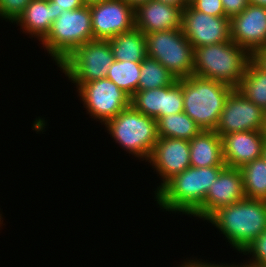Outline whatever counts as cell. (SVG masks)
<instances>
[{"label": "cell", "instance_id": "cell-28", "mask_svg": "<svg viewBox=\"0 0 266 267\" xmlns=\"http://www.w3.org/2000/svg\"><path fill=\"white\" fill-rule=\"evenodd\" d=\"M243 254L252 255V259L245 262L246 264L254 267H266V230L245 248Z\"/></svg>", "mask_w": 266, "mask_h": 267}, {"label": "cell", "instance_id": "cell-1", "mask_svg": "<svg viewBox=\"0 0 266 267\" xmlns=\"http://www.w3.org/2000/svg\"><path fill=\"white\" fill-rule=\"evenodd\" d=\"M226 166L193 167L168 180L154 199L161 209L191 216L204 202L210 185Z\"/></svg>", "mask_w": 266, "mask_h": 267}, {"label": "cell", "instance_id": "cell-20", "mask_svg": "<svg viewBox=\"0 0 266 267\" xmlns=\"http://www.w3.org/2000/svg\"><path fill=\"white\" fill-rule=\"evenodd\" d=\"M109 43L117 61L141 62L147 56L145 34L137 28L116 35Z\"/></svg>", "mask_w": 266, "mask_h": 267}, {"label": "cell", "instance_id": "cell-10", "mask_svg": "<svg viewBox=\"0 0 266 267\" xmlns=\"http://www.w3.org/2000/svg\"><path fill=\"white\" fill-rule=\"evenodd\" d=\"M181 29L193 48L231 40L229 17L211 16L191 5L183 9Z\"/></svg>", "mask_w": 266, "mask_h": 267}, {"label": "cell", "instance_id": "cell-12", "mask_svg": "<svg viewBox=\"0 0 266 267\" xmlns=\"http://www.w3.org/2000/svg\"><path fill=\"white\" fill-rule=\"evenodd\" d=\"M89 7L95 40H110L135 28V8L123 0H104Z\"/></svg>", "mask_w": 266, "mask_h": 267}, {"label": "cell", "instance_id": "cell-29", "mask_svg": "<svg viewBox=\"0 0 266 267\" xmlns=\"http://www.w3.org/2000/svg\"><path fill=\"white\" fill-rule=\"evenodd\" d=\"M31 0H0V18L15 23Z\"/></svg>", "mask_w": 266, "mask_h": 267}, {"label": "cell", "instance_id": "cell-3", "mask_svg": "<svg viewBox=\"0 0 266 267\" xmlns=\"http://www.w3.org/2000/svg\"><path fill=\"white\" fill-rule=\"evenodd\" d=\"M252 55L232 40L194 48L193 75L236 89Z\"/></svg>", "mask_w": 266, "mask_h": 267}, {"label": "cell", "instance_id": "cell-36", "mask_svg": "<svg viewBox=\"0 0 266 267\" xmlns=\"http://www.w3.org/2000/svg\"><path fill=\"white\" fill-rule=\"evenodd\" d=\"M128 3L130 6L136 8L138 5L143 4L149 0H123Z\"/></svg>", "mask_w": 266, "mask_h": 267}, {"label": "cell", "instance_id": "cell-27", "mask_svg": "<svg viewBox=\"0 0 266 267\" xmlns=\"http://www.w3.org/2000/svg\"><path fill=\"white\" fill-rule=\"evenodd\" d=\"M183 112V78L167 86L165 111L162 116Z\"/></svg>", "mask_w": 266, "mask_h": 267}, {"label": "cell", "instance_id": "cell-22", "mask_svg": "<svg viewBox=\"0 0 266 267\" xmlns=\"http://www.w3.org/2000/svg\"><path fill=\"white\" fill-rule=\"evenodd\" d=\"M158 137L192 140L201 128L184 112L162 116L157 121Z\"/></svg>", "mask_w": 266, "mask_h": 267}, {"label": "cell", "instance_id": "cell-37", "mask_svg": "<svg viewBox=\"0 0 266 267\" xmlns=\"http://www.w3.org/2000/svg\"><path fill=\"white\" fill-rule=\"evenodd\" d=\"M248 3L266 8V0H248Z\"/></svg>", "mask_w": 266, "mask_h": 267}, {"label": "cell", "instance_id": "cell-41", "mask_svg": "<svg viewBox=\"0 0 266 267\" xmlns=\"http://www.w3.org/2000/svg\"><path fill=\"white\" fill-rule=\"evenodd\" d=\"M262 157L266 160V142L263 146V153H262Z\"/></svg>", "mask_w": 266, "mask_h": 267}, {"label": "cell", "instance_id": "cell-9", "mask_svg": "<svg viewBox=\"0 0 266 267\" xmlns=\"http://www.w3.org/2000/svg\"><path fill=\"white\" fill-rule=\"evenodd\" d=\"M87 113L104 124L130 106V96L108 78L75 84Z\"/></svg>", "mask_w": 266, "mask_h": 267}, {"label": "cell", "instance_id": "cell-23", "mask_svg": "<svg viewBox=\"0 0 266 267\" xmlns=\"http://www.w3.org/2000/svg\"><path fill=\"white\" fill-rule=\"evenodd\" d=\"M240 169L246 198L266 201V160L256 158Z\"/></svg>", "mask_w": 266, "mask_h": 267}, {"label": "cell", "instance_id": "cell-18", "mask_svg": "<svg viewBox=\"0 0 266 267\" xmlns=\"http://www.w3.org/2000/svg\"><path fill=\"white\" fill-rule=\"evenodd\" d=\"M58 18V10L50 0H31L16 24L23 32L36 37L41 42L51 29L52 23Z\"/></svg>", "mask_w": 266, "mask_h": 267}, {"label": "cell", "instance_id": "cell-35", "mask_svg": "<svg viewBox=\"0 0 266 267\" xmlns=\"http://www.w3.org/2000/svg\"><path fill=\"white\" fill-rule=\"evenodd\" d=\"M157 1H161L165 4H170L176 7H181L182 9H184L187 6L185 0H157Z\"/></svg>", "mask_w": 266, "mask_h": 267}, {"label": "cell", "instance_id": "cell-6", "mask_svg": "<svg viewBox=\"0 0 266 267\" xmlns=\"http://www.w3.org/2000/svg\"><path fill=\"white\" fill-rule=\"evenodd\" d=\"M92 40L95 39L90 7L84 5L77 10L63 11L41 44L58 66L76 48Z\"/></svg>", "mask_w": 266, "mask_h": 267}, {"label": "cell", "instance_id": "cell-8", "mask_svg": "<svg viewBox=\"0 0 266 267\" xmlns=\"http://www.w3.org/2000/svg\"><path fill=\"white\" fill-rule=\"evenodd\" d=\"M109 40H92L76 48L58 67L74 84L106 78L114 62Z\"/></svg>", "mask_w": 266, "mask_h": 267}, {"label": "cell", "instance_id": "cell-33", "mask_svg": "<svg viewBox=\"0 0 266 267\" xmlns=\"http://www.w3.org/2000/svg\"><path fill=\"white\" fill-rule=\"evenodd\" d=\"M223 263H221V264H215V263H208V262H202L201 260L199 261V260H197V259H195V260H188L187 259V262L185 261L183 264L181 263V266H178V267H230V265H227V263H226V265L225 264H223Z\"/></svg>", "mask_w": 266, "mask_h": 267}, {"label": "cell", "instance_id": "cell-2", "mask_svg": "<svg viewBox=\"0 0 266 267\" xmlns=\"http://www.w3.org/2000/svg\"><path fill=\"white\" fill-rule=\"evenodd\" d=\"M242 253L266 230V201L244 198L215 211L208 219Z\"/></svg>", "mask_w": 266, "mask_h": 267}, {"label": "cell", "instance_id": "cell-42", "mask_svg": "<svg viewBox=\"0 0 266 267\" xmlns=\"http://www.w3.org/2000/svg\"><path fill=\"white\" fill-rule=\"evenodd\" d=\"M195 0H185L186 5H191Z\"/></svg>", "mask_w": 266, "mask_h": 267}, {"label": "cell", "instance_id": "cell-40", "mask_svg": "<svg viewBox=\"0 0 266 267\" xmlns=\"http://www.w3.org/2000/svg\"><path fill=\"white\" fill-rule=\"evenodd\" d=\"M263 132L266 134V110L264 111V126H263Z\"/></svg>", "mask_w": 266, "mask_h": 267}, {"label": "cell", "instance_id": "cell-21", "mask_svg": "<svg viewBox=\"0 0 266 267\" xmlns=\"http://www.w3.org/2000/svg\"><path fill=\"white\" fill-rule=\"evenodd\" d=\"M236 89L262 110H266V71L253 59L248 62Z\"/></svg>", "mask_w": 266, "mask_h": 267}, {"label": "cell", "instance_id": "cell-16", "mask_svg": "<svg viewBox=\"0 0 266 267\" xmlns=\"http://www.w3.org/2000/svg\"><path fill=\"white\" fill-rule=\"evenodd\" d=\"M223 160L226 167L241 168L262 157L266 134L263 131H242L223 135Z\"/></svg>", "mask_w": 266, "mask_h": 267}, {"label": "cell", "instance_id": "cell-34", "mask_svg": "<svg viewBox=\"0 0 266 267\" xmlns=\"http://www.w3.org/2000/svg\"><path fill=\"white\" fill-rule=\"evenodd\" d=\"M252 59L266 71V47L257 50L253 55Z\"/></svg>", "mask_w": 266, "mask_h": 267}, {"label": "cell", "instance_id": "cell-4", "mask_svg": "<svg viewBox=\"0 0 266 267\" xmlns=\"http://www.w3.org/2000/svg\"><path fill=\"white\" fill-rule=\"evenodd\" d=\"M231 86L212 79L191 75L183 78V112L201 130H215Z\"/></svg>", "mask_w": 266, "mask_h": 267}, {"label": "cell", "instance_id": "cell-24", "mask_svg": "<svg viewBox=\"0 0 266 267\" xmlns=\"http://www.w3.org/2000/svg\"><path fill=\"white\" fill-rule=\"evenodd\" d=\"M167 86L150 89L138 90L130 98V105L137 111L145 114L157 121L165 111Z\"/></svg>", "mask_w": 266, "mask_h": 267}, {"label": "cell", "instance_id": "cell-17", "mask_svg": "<svg viewBox=\"0 0 266 267\" xmlns=\"http://www.w3.org/2000/svg\"><path fill=\"white\" fill-rule=\"evenodd\" d=\"M181 7L149 0L135 8V28L143 34L182 27Z\"/></svg>", "mask_w": 266, "mask_h": 267}, {"label": "cell", "instance_id": "cell-26", "mask_svg": "<svg viewBox=\"0 0 266 267\" xmlns=\"http://www.w3.org/2000/svg\"><path fill=\"white\" fill-rule=\"evenodd\" d=\"M141 62L114 60L107 77L130 97L138 91Z\"/></svg>", "mask_w": 266, "mask_h": 267}, {"label": "cell", "instance_id": "cell-31", "mask_svg": "<svg viewBox=\"0 0 266 267\" xmlns=\"http://www.w3.org/2000/svg\"><path fill=\"white\" fill-rule=\"evenodd\" d=\"M225 15L231 18L242 13L249 5L248 0H221Z\"/></svg>", "mask_w": 266, "mask_h": 267}, {"label": "cell", "instance_id": "cell-30", "mask_svg": "<svg viewBox=\"0 0 266 267\" xmlns=\"http://www.w3.org/2000/svg\"><path fill=\"white\" fill-rule=\"evenodd\" d=\"M191 6L211 16L227 17L221 0H195Z\"/></svg>", "mask_w": 266, "mask_h": 267}, {"label": "cell", "instance_id": "cell-39", "mask_svg": "<svg viewBox=\"0 0 266 267\" xmlns=\"http://www.w3.org/2000/svg\"><path fill=\"white\" fill-rule=\"evenodd\" d=\"M230 267H254V266H251V265H248V264H243V263H241V265L239 264V265H234V264H230Z\"/></svg>", "mask_w": 266, "mask_h": 267}, {"label": "cell", "instance_id": "cell-7", "mask_svg": "<svg viewBox=\"0 0 266 267\" xmlns=\"http://www.w3.org/2000/svg\"><path fill=\"white\" fill-rule=\"evenodd\" d=\"M147 56L156 59L177 79L193 75L194 48L181 28L146 33Z\"/></svg>", "mask_w": 266, "mask_h": 267}, {"label": "cell", "instance_id": "cell-32", "mask_svg": "<svg viewBox=\"0 0 266 267\" xmlns=\"http://www.w3.org/2000/svg\"><path fill=\"white\" fill-rule=\"evenodd\" d=\"M58 10V17L63 11L77 10L84 6L82 0H50Z\"/></svg>", "mask_w": 266, "mask_h": 267}, {"label": "cell", "instance_id": "cell-43", "mask_svg": "<svg viewBox=\"0 0 266 267\" xmlns=\"http://www.w3.org/2000/svg\"><path fill=\"white\" fill-rule=\"evenodd\" d=\"M2 215L0 214V226H1V224L3 223V220L1 219L2 217H1ZM1 220H2V222H1Z\"/></svg>", "mask_w": 266, "mask_h": 267}, {"label": "cell", "instance_id": "cell-25", "mask_svg": "<svg viewBox=\"0 0 266 267\" xmlns=\"http://www.w3.org/2000/svg\"><path fill=\"white\" fill-rule=\"evenodd\" d=\"M138 90H150L172 85L177 78L156 59L146 56L141 61Z\"/></svg>", "mask_w": 266, "mask_h": 267}, {"label": "cell", "instance_id": "cell-11", "mask_svg": "<svg viewBox=\"0 0 266 267\" xmlns=\"http://www.w3.org/2000/svg\"><path fill=\"white\" fill-rule=\"evenodd\" d=\"M264 110L234 89L226 99L215 132L221 137L242 131H263Z\"/></svg>", "mask_w": 266, "mask_h": 267}, {"label": "cell", "instance_id": "cell-15", "mask_svg": "<svg viewBox=\"0 0 266 267\" xmlns=\"http://www.w3.org/2000/svg\"><path fill=\"white\" fill-rule=\"evenodd\" d=\"M231 40L251 55L266 47V8L249 4L230 18Z\"/></svg>", "mask_w": 266, "mask_h": 267}, {"label": "cell", "instance_id": "cell-38", "mask_svg": "<svg viewBox=\"0 0 266 267\" xmlns=\"http://www.w3.org/2000/svg\"><path fill=\"white\" fill-rule=\"evenodd\" d=\"M84 5L86 6H90V5H93V4H97L99 2H102L104 0H82Z\"/></svg>", "mask_w": 266, "mask_h": 267}, {"label": "cell", "instance_id": "cell-19", "mask_svg": "<svg viewBox=\"0 0 266 267\" xmlns=\"http://www.w3.org/2000/svg\"><path fill=\"white\" fill-rule=\"evenodd\" d=\"M190 143V164L193 167L226 166L222 138L213 130H201Z\"/></svg>", "mask_w": 266, "mask_h": 267}, {"label": "cell", "instance_id": "cell-5", "mask_svg": "<svg viewBox=\"0 0 266 267\" xmlns=\"http://www.w3.org/2000/svg\"><path fill=\"white\" fill-rule=\"evenodd\" d=\"M104 125L122 149L142 158V161H148L159 138L156 119L142 114L130 105Z\"/></svg>", "mask_w": 266, "mask_h": 267}, {"label": "cell", "instance_id": "cell-14", "mask_svg": "<svg viewBox=\"0 0 266 267\" xmlns=\"http://www.w3.org/2000/svg\"><path fill=\"white\" fill-rule=\"evenodd\" d=\"M160 175L162 182L155 193L172 177L180 174L190 164V143L187 140L159 137L148 161Z\"/></svg>", "mask_w": 266, "mask_h": 267}, {"label": "cell", "instance_id": "cell-13", "mask_svg": "<svg viewBox=\"0 0 266 267\" xmlns=\"http://www.w3.org/2000/svg\"><path fill=\"white\" fill-rule=\"evenodd\" d=\"M244 198L246 196L241 169L225 167L210 185L203 204L192 216L205 221L219 208L236 203Z\"/></svg>", "mask_w": 266, "mask_h": 267}]
</instances>
